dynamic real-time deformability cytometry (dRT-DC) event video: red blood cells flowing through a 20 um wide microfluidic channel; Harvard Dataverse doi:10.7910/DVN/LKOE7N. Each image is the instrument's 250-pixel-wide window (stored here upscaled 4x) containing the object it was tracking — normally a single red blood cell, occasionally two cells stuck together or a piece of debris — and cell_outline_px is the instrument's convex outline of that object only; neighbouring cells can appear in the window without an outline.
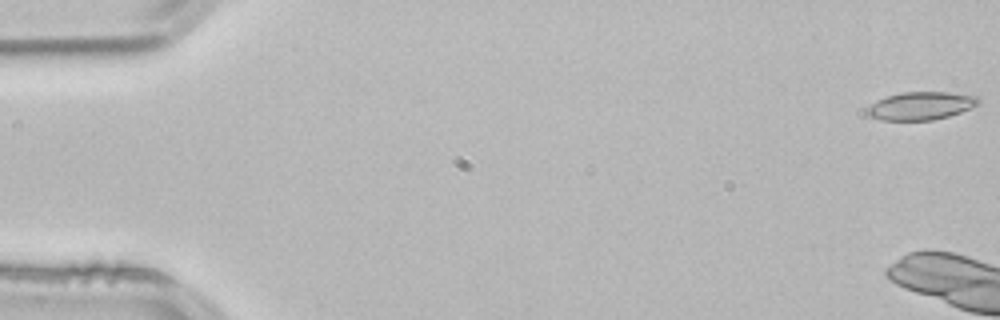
{"species": "common noctule bat (a hibernating species)", "species_latin": "Nyctalus noctula", "temperature_condition": "room temperature", "stored_images_in_passage": 6, "camera_frame_rate_fps": 3000, "um_per_image_px": 0.085, "animal": {"sex": "male", "body_mass_g": 21.5, "forearm_length_mm": 52.0}, "frame": {"image": 1, "passage_image": 1, "time_ms": 0.0, "image_size_px": [1000, 320], "cell_outline_px": [[980, 104], [960, 112], [948, 116], [932, 120], [884, 120], [868, 116], [864, 108], [876, 100], [888, 96], [904, 92], [948, 92], [976, 96], [980, 100]], "centroid_in_image_um": [78.24, 8.99], "position_along_channel_um": 6.8, "area_um2": 18.15}}